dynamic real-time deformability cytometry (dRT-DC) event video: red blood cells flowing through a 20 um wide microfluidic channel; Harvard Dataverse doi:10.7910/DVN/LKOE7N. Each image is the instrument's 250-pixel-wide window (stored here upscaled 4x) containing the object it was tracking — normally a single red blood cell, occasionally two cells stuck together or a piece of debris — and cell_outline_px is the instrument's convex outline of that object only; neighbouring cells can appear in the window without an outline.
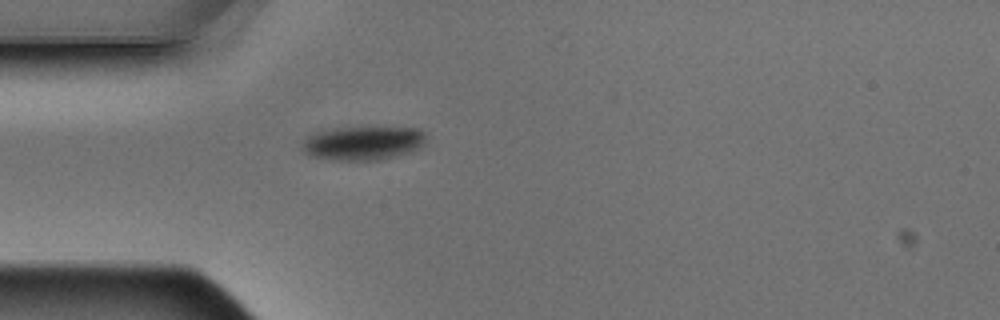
{"species": "Egyptian fruit bat (a non-hibernating species)", "species_latin": "Rousettus aegyptiacus", "temperature_condition": "warm", "stored_images_in_passage": 1, "camera_frame_rate_fps": 3000, "um_per_image_px": 0.085, "animal": {"sex": "male"}, "frame": {"image": 1, "passage_image": 1, "time_ms": 0.0, "image_size_px": [1000, 320], "cell_outline_px": [[428, 140], [420, 148], [412, 152], [380, 160], [336, 160], [308, 156], [300, 148], [304, 140], [308, 136], [332, 128], [420, 128], [428, 136]], "centroid_in_image_um": [30.91, 12.18], "position_along_channel_um": 54.1, "area_um2": 24.62}}